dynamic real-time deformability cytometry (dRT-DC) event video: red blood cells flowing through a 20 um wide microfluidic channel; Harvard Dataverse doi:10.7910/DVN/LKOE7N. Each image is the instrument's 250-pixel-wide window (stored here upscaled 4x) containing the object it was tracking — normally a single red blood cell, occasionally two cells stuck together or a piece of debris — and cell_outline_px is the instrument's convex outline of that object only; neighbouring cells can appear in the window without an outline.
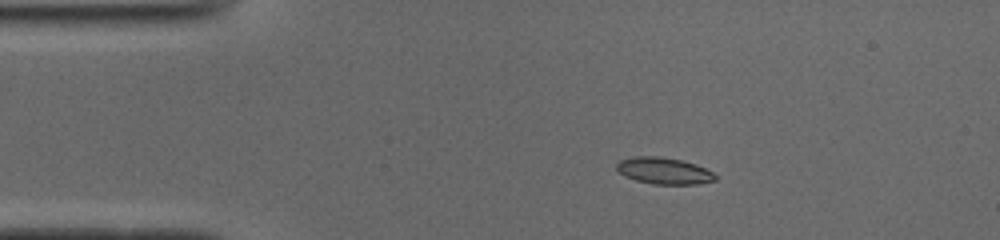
{"species": "common noctule bat (a hibernating species)", "species_latin": "Nyctalus noctula", "temperature_condition": "cold", "stored_images_in_passage": 43, "camera_frame_rate_fps": 3000, "um_per_image_px": 0.085, "animal": {"sex": "male", "body_mass_g": 19.0, "forearm_length_mm": 50.8}, "frame": {"image": 1, "passage_image": 1, "time_ms": 0.0, "image_size_px": [1000, 240], "cell_outline_px": [[716, 180], [696, 184], [652, 184], [636, 180], [624, 176], [616, 168], [616, 164], [620, 160], [632, 156], [660, 156], [680, 160], [696, 164], [712, 172], [716, 176]], "centroid_in_image_um": [56.4, 14.51], "position_along_channel_um": 28.6, "area_um2": 15.26}}
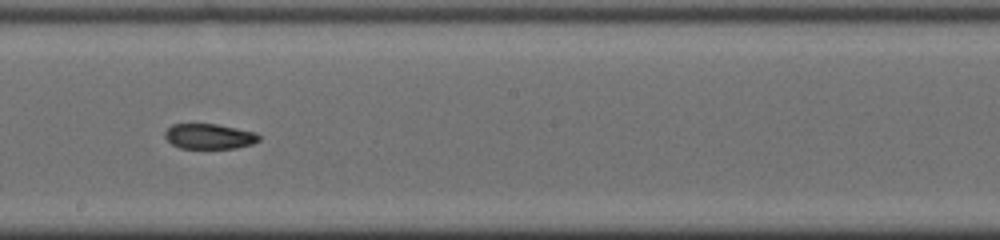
{"frame": {"image": 2, "passage_image": 20, "time_ms": 6.333, "image_size_px": [1000, 240], "cell_outline_px": [[260, 140], [252, 144], [236, 148], [180, 148], [172, 144], [164, 136], [164, 132], [172, 124], [216, 124], [256, 132], [260, 136]], "centroid_in_image_um": [17.79, 11.59], "position_along_channel_um": 230.4, "area_um2": 13.81}}
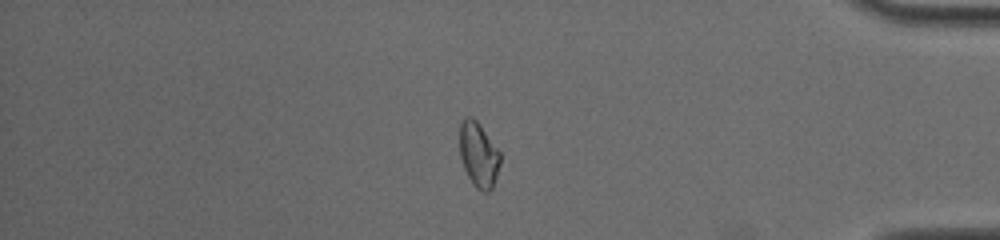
{"frame": {"image": 3, "passage_image": 35, "time_ms": 11.333, "image_size_px": [1000, 240], "cell_outline_px": [[500, 164], [492, 188], [488, 192], [484, 192], [476, 188], [472, 184], [464, 168], [460, 156], [460, 124], [464, 116], [472, 116], [476, 120], [500, 152]], "centroid_in_image_um": [40.67, 13.15], "position_along_channel_um": 394.5, "area_um2": 15.26}, "authors_computed_cell_mechanics": {"area_um2": 15.028, "velocity_mm_per_s": 3.9358, "shape_relaxation_time_tau1_ms": null, "shape_relaxation_time_tau2_ms": 4.7153, "deformation_change_tau1": null, "deformation_change_tau2": 0.0796}}